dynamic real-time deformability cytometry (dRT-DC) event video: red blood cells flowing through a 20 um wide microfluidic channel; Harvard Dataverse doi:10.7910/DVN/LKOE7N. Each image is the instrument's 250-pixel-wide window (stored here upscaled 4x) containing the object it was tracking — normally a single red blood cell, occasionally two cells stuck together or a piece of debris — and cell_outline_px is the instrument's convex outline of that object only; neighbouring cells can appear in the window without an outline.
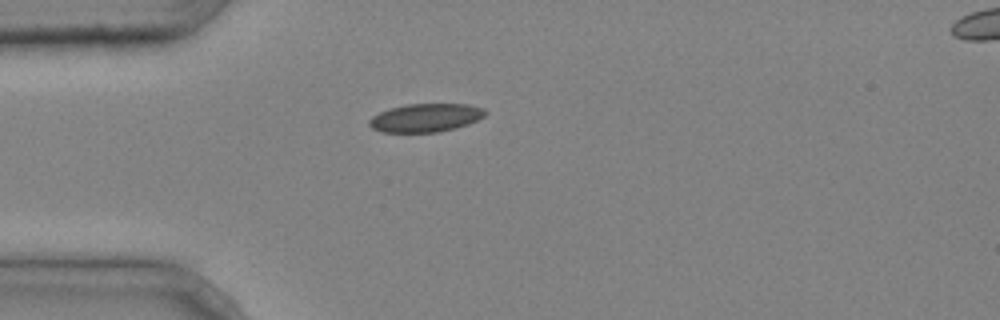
{"species": "common noctule bat (a hibernating species)", "species_latin": "Nyctalus noctula", "temperature_condition": "cold", "stored_images_in_passage": 2, "segment_of_instrument_passage": [1, 2], "camera_frame_rate_fps": 3000, "um_per_image_px": 0.085, "animal": {"sex": "male", "body_mass_g": 20.4}, "frame": {"image": 1, "passage_image": 1, "time_ms": 0.0, "image_size_px": [1000, 320], "cell_outline_px": [[488, 112], [484, 116], [468, 124], [456, 128], [436, 132], [380, 132], [372, 128], [368, 124], [368, 120], [372, 116], [388, 108], [404, 104], [468, 104], [484, 108]], "centroid_in_image_um": [36.16, 10.0], "position_along_channel_um": 48.8, "area_um2": 19.31}}